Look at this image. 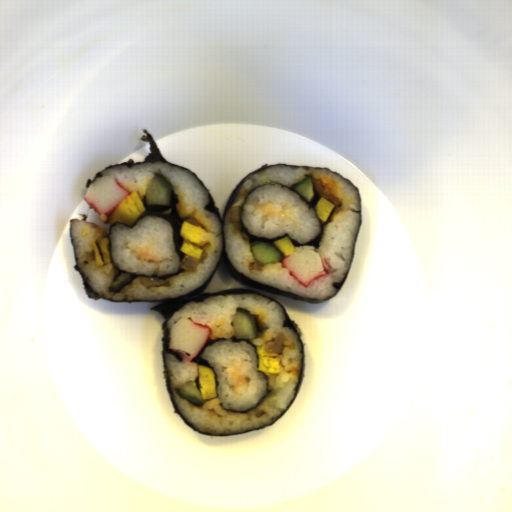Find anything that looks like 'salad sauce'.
Masks as SVG:
<instances>
[{
    "label": "salad sauce",
    "mask_w": 512,
    "mask_h": 512,
    "mask_svg": "<svg viewBox=\"0 0 512 512\" xmlns=\"http://www.w3.org/2000/svg\"><path fill=\"white\" fill-rule=\"evenodd\" d=\"M123 244L129 250V255H134L144 267L153 264L156 268L152 269V275L159 276L169 275L164 269H160L163 262L171 263L173 259L167 257L155 256L150 253V249L157 245L155 236L152 234L150 238V245L137 246L134 242H130L128 235H124Z\"/></svg>",
    "instance_id": "11859cd6"
},
{
    "label": "salad sauce",
    "mask_w": 512,
    "mask_h": 512,
    "mask_svg": "<svg viewBox=\"0 0 512 512\" xmlns=\"http://www.w3.org/2000/svg\"><path fill=\"white\" fill-rule=\"evenodd\" d=\"M245 205H252L253 206V209H252V213H253V216L257 215L256 214V210H260L261 211V220L263 221H268L269 217H277L278 220H282L284 218H289L294 225H297V222L294 220V218L292 217V206L291 205H288V204H283L281 209L280 210H273V205L274 203L271 202L270 200L267 201L266 203H259L258 201H253L252 203H249V202H245Z\"/></svg>",
    "instance_id": "1d5fafd9"
},
{
    "label": "salad sauce",
    "mask_w": 512,
    "mask_h": 512,
    "mask_svg": "<svg viewBox=\"0 0 512 512\" xmlns=\"http://www.w3.org/2000/svg\"><path fill=\"white\" fill-rule=\"evenodd\" d=\"M243 361H248V360L243 359L241 361V363H237V360L235 358V359H230L229 364H228V366H232V368H233V371L230 373V378L234 382L233 393H235L241 397L243 394L239 393V388L242 387L243 385H246L249 387V384H250V378L248 377L247 374H239L243 370V367H244Z\"/></svg>",
    "instance_id": "12548f05"
}]
</instances>
